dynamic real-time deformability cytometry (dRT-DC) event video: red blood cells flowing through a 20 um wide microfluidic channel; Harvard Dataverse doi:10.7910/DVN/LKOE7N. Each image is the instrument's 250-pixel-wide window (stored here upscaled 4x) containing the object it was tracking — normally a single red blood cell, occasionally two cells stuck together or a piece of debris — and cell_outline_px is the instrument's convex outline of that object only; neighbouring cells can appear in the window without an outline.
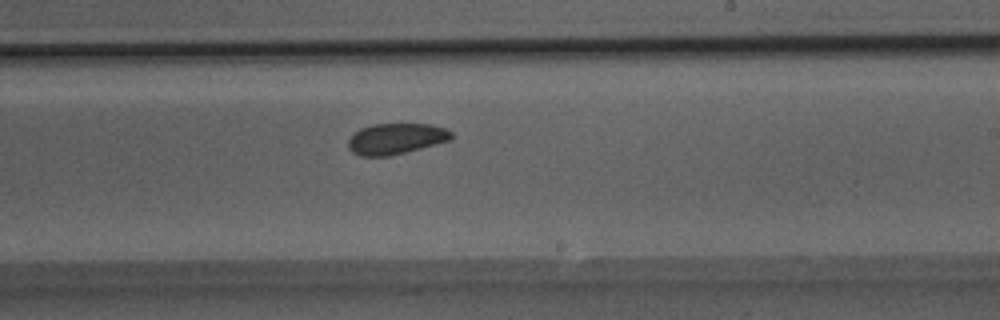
{"species": "Egyptian fruit bat (a non-hibernating species)", "species_latin": "Rousettus aegyptiacus", "temperature_condition": "room temperature", "stored_images_in_passage": 34, "camera_frame_rate_fps": 3000, "um_per_image_px": 0.085, "animal": {"sex": "male"}, "frame": {"image": 1, "passage_image": 18, "time_ms": 5.667, "image_size_px": [1000, 320], "cell_outline_px": [[452, 140], [388, 156], [360, 156], [352, 152], [348, 148], [348, 140], [352, 132], [360, 128], [372, 124], [428, 124], [444, 128], [452, 132]], "centroid_in_image_um": [33.61, 11.79], "position_along_channel_um": 255.4, "area_um2": 18.61}}
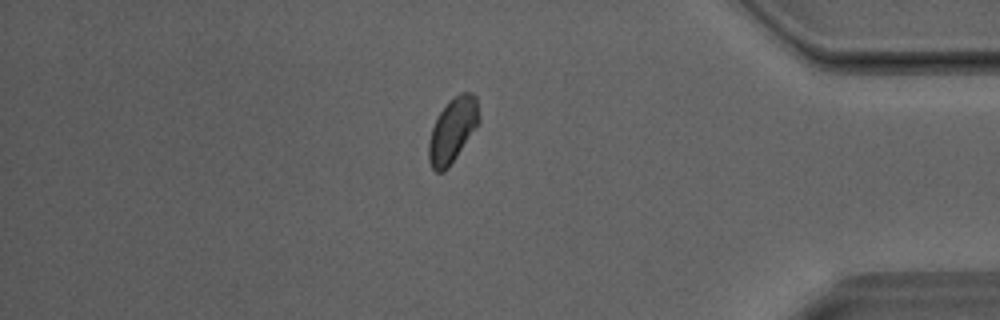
{"frame": {"image": 2, "passage_image": 28, "time_ms": 9.0, "image_size_px": [1000, 320], "cell_outline_px": [[480, 124], [448, 168], [444, 172], [436, 172], [432, 168], [428, 160], [428, 140], [432, 128], [440, 112], [448, 100], [460, 92], [472, 92], [476, 96], [480, 116]], "centroid_in_image_um": [38.49, 11.05], "position_along_channel_um": 396.7, "area_um2": 19.25}}
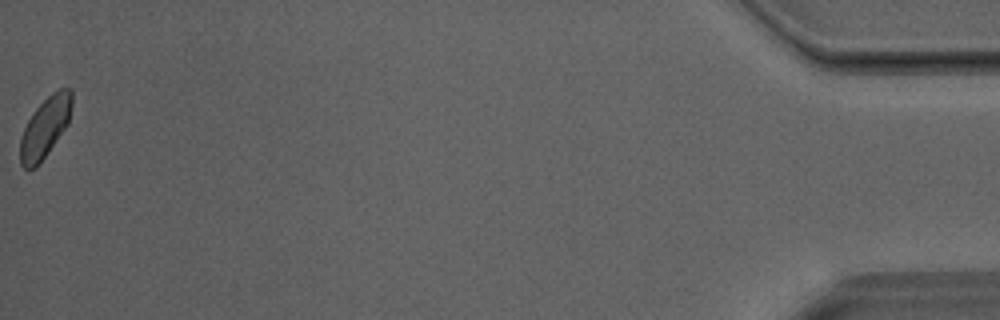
{"frame": {"image": 3, "passage_image": 34, "time_ms": 11.0, "image_size_px": [1000, 320], "cell_outline_px": [[72, 104], [68, 124], [48, 152], [36, 168], [24, 168], [20, 164], [20, 136], [32, 112], [52, 92], [60, 88], [72, 88]], "centroid_in_image_um": [3.83, 10.81], "position_along_channel_um": 431.4, "area_um2": 18.15}}